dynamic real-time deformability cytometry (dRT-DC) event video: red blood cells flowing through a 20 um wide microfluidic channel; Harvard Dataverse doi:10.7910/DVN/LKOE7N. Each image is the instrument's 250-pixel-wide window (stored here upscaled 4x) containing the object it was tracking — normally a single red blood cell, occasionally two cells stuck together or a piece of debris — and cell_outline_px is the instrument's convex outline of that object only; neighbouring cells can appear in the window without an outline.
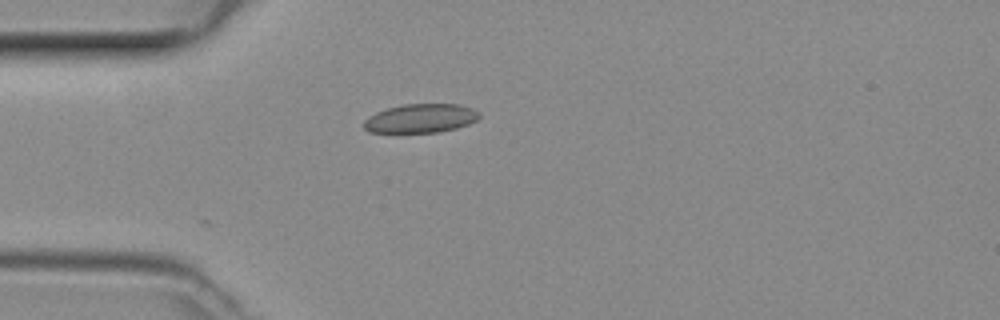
{"species": "common noctule bat (a hibernating species)", "species_latin": "Nyctalus noctula", "temperature_condition": "room temperature", "stored_images_in_passage": 3, "camera_frame_rate_fps": 3000, "um_per_image_px": 0.085, "animal": {"sex": "female", "body_mass_g": 29.2, "forearm_length_mm": 56.3}, "frame": {"image": 1, "passage_image": 3, "time_ms": 0.667, "image_size_px": [1000, 320], "cell_outline_px": [[480, 116], [476, 120], [468, 124], [456, 128], [436, 132], [368, 132], [364, 128], [364, 120], [368, 116], [376, 112], [388, 108], [404, 104], [460, 104], [472, 108], [480, 112]], "centroid_in_image_um": [35.76, 10.05], "position_along_channel_um": 49.2, "area_um2": 19.36}}